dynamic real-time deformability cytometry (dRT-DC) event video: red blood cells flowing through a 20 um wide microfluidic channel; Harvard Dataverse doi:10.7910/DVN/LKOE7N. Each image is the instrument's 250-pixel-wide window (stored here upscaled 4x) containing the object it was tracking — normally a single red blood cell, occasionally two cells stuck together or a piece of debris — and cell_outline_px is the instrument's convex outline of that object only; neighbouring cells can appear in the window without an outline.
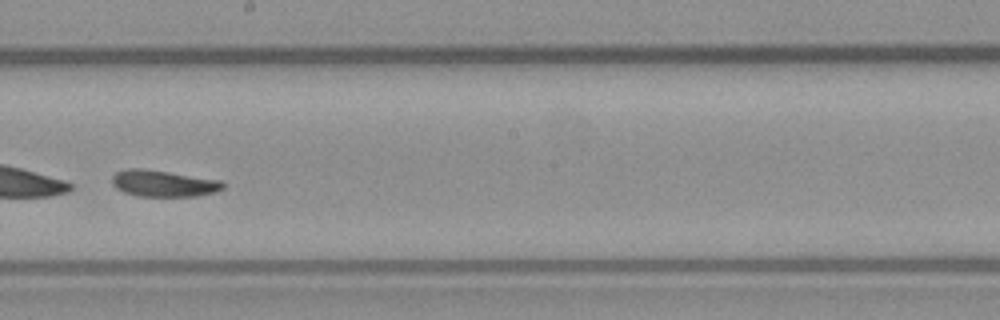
{"species": "common noctule bat (a hibernating species)", "species_latin": "Nyctalus noctula", "temperature_condition": "warm", "stored_images_in_passage": 43, "camera_frame_rate_fps": 3000, "um_per_image_px": 0.085, "animal": {"sex": "male", "body_mass_g": 23.1, "forearm_length_mm": 52.7}, "frame": {"image": 1, "passage_image": 19, "time_ms": 6.0, "image_size_px": [1000, 320], "cell_outline_px": [[224, 188], [216, 192], [196, 196], [136, 196], [124, 192], [116, 188], [112, 184], [112, 176], [116, 172], [128, 168], [144, 168], [220, 180], [224, 184]], "centroid_in_image_um": [13.87, 15.59], "position_along_channel_um": 234.3, "area_um2": 17.17}, "authors_computed_cell_mechanics": {"area_um2": 17.629, "velocity_mm_per_s": 3.6843, "shape_relaxation_time_tau1_ms": 2.9783, "shape_relaxation_time_tau2_ms": 2.6623, "deformation_change_tau1": 0.1581, "deformation_change_tau2": 0.0923}}